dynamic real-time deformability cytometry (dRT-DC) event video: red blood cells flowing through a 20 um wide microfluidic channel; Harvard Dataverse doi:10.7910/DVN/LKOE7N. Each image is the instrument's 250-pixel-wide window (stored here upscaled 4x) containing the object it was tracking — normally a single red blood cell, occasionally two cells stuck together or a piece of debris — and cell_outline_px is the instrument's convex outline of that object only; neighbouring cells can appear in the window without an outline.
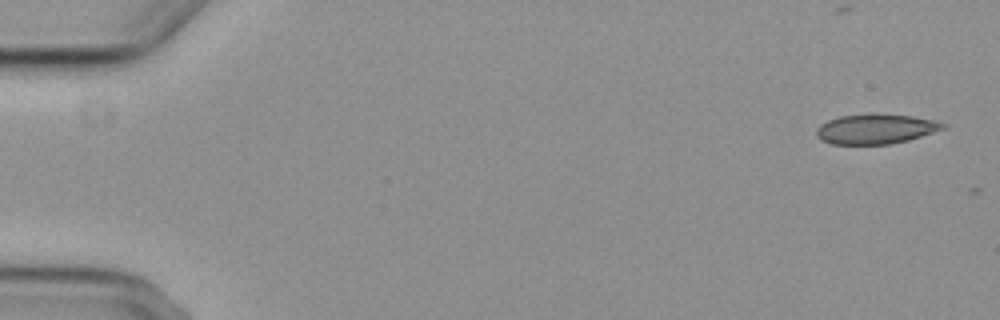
{"species": "common noctule bat (a hibernating species)", "species_latin": "Nyctalus noctula", "temperature_condition": "cold", "stored_images_in_passage": 5, "camera_frame_rate_fps": 3000, "um_per_image_px": 0.085, "animal": {"sex": "female", "body_mass_g": 29.2, "forearm_length_mm": 56.3}, "frame": {"image": 1, "passage_image": 1, "time_ms": 0.0, "image_size_px": [1000, 320], "cell_outline_px": [[944, 128], [908, 140], [888, 144], [832, 144], [820, 140], [816, 136], [816, 128], [820, 124], [828, 120], [840, 116], [912, 116], [932, 120], [944, 124]], "centroid_in_image_um": [74.35, 11.0], "position_along_channel_um": 10.7, "area_um2": 21.04}}
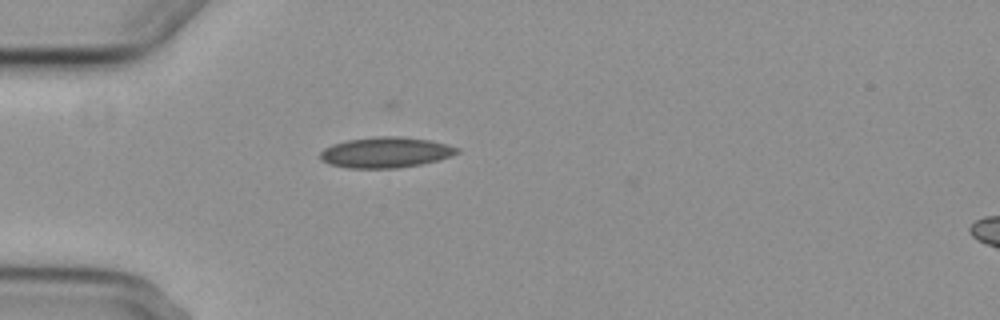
{"frame": {"image": 2, "passage_image": 5, "time_ms": 4.667, "image_size_px": [1000, 320], "cell_outline_px": [[460, 152], [452, 156], [440, 160], [420, 164], [396, 168], [348, 168], [328, 164], [320, 160], [320, 152], [324, 148], [332, 144], [348, 140], [376, 136], [400, 136], [432, 140], [460, 148]], "centroid_in_image_um": [32.79, 12.95], "position_along_channel_um": 52.2, "area_um2": 24.68}}